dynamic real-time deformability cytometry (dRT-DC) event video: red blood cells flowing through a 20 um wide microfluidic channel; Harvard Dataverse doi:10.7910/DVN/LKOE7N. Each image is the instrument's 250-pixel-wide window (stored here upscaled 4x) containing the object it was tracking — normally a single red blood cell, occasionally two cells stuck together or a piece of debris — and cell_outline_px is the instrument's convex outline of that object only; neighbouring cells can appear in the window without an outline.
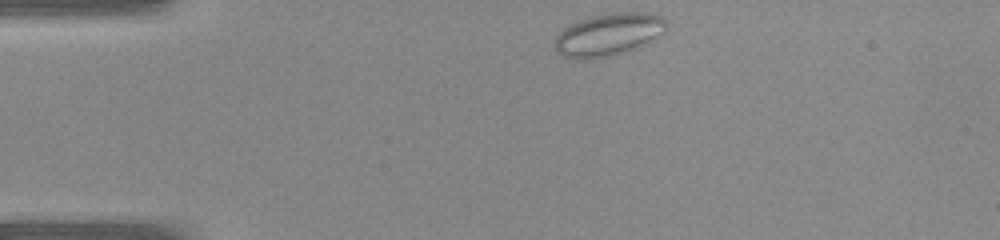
{"species": "common noctule bat (a hibernating species)", "species_latin": "Nyctalus noctula", "temperature_condition": "warm", "stored_images_in_passage": 33, "camera_frame_rate_fps": 3000, "um_per_image_px": 0.085, "animal": {"sex": "female", "body_mass_g": 22.0, "forearm_length_mm": 56.7}, "frame": {"image": 1, "passage_image": 1, "time_ms": 0.0, "image_size_px": [1000, 240], "cell_outline_px": [[668, 28], [664, 32], [648, 44], [628, 52], [612, 56], [588, 60], [576, 60], [564, 56], [556, 48], [556, 36], [564, 28], [580, 20], [592, 16], [616, 12], [644, 12], [664, 16], [668, 20]], "centroid_in_image_um": [51.82, 2.95], "position_along_channel_um": 33.2, "area_um2": 28.15}}
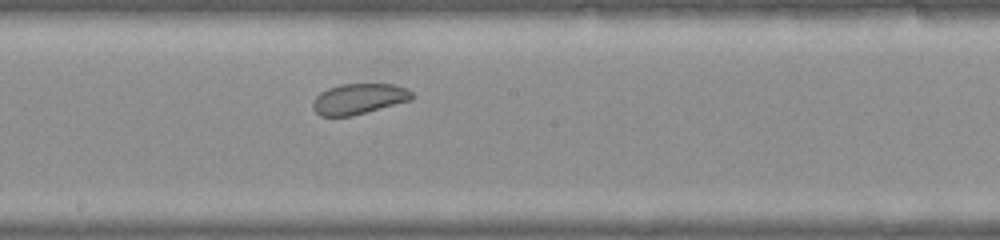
{"frame": {"image": 2, "passage_image": 15, "time_ms": 4.667, "image_size_px": [1000, 240], "cell_outline_px": [[416, 96], [412, 100], [352, 116], [320, 116], [312, 108], [312, 100], [320, 92], [328, 88], [340, 84], [396, 84], [408, 88]], "centroid_in_image_um": [30.52, 8.4], "position_along_channel_um": 217.7, "area_um2": 17.98}}
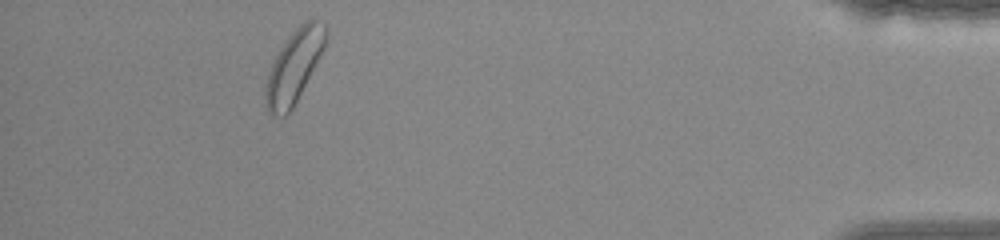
{"frame": {"image": 3, "passage_image": 30, "time_ms": 9.667, "image_size_px": [1000, 240], "cell_outline_px": [[328, 40], [320, 56], [292, 108], [284, 116], [272, 116], [268, 112], [264, 96], [264, 92], [268, 72], [280, 48], [292, 32], [304, 20], [312, 16], [324, 24], [328, 32]], "centroid_in_image_um": [25.01, 5.59], "position_along_channel_um": 410.2, "area_um2": 25.32}}